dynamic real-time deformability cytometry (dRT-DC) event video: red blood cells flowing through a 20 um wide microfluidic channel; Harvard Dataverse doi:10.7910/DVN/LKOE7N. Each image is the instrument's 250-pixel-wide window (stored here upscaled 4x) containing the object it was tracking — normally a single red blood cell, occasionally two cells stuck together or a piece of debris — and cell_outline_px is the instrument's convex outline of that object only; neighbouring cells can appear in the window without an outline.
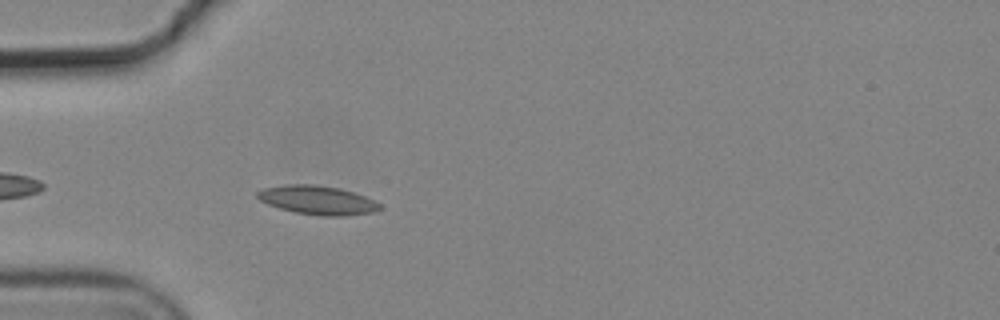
{"species": "common noctule bat (a hibernating species)", "species_latin": "Nyctalus noctula", "temperature_condition": "cold", "stored_images_in_passage": 5, "camera_frame_rate_fps": 3000, "um_per_image_px": 0.085, "animal": {"sex": "male", "body_mass_g": 19.2, "forearm_length_mm": 51.8}, "frame": {"image": 1, "passage_image": 5, "time_ms": 1.333, "image_size_px": [1000, 320], "cell_outline_px": [[380, 208], [372, 212], [344, 216], [320, 216], [296, 212], [280, 208], [268, 204], [260, 200], [256, 196], [256, 192], [264, 188], [288, 184], [312, 184], [340, 188], [364, 196], [380, 204]], "centroid_in_image_um": [26.95, 17.01], "position_along_channel_um": 58.0, "area_um2": 20.35}}